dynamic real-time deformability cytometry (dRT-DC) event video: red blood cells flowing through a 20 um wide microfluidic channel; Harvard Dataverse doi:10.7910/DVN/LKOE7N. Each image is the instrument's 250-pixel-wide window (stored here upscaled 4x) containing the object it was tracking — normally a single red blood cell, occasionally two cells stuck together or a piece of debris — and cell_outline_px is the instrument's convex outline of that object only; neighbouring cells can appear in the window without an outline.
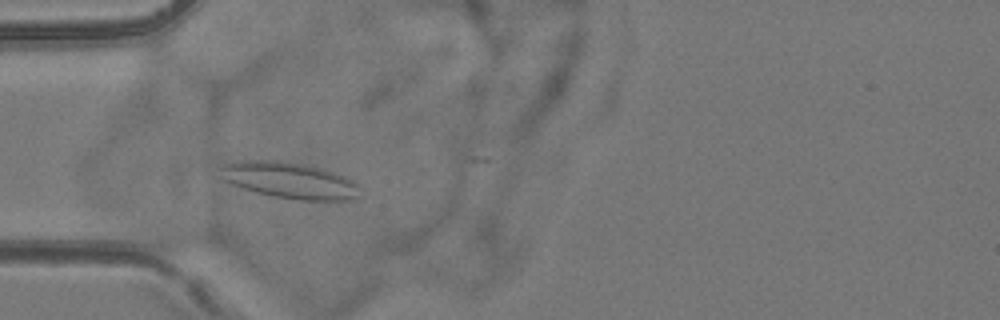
{"species": "common noctule bat (a hibernating species)", "species_latin": "Nyctalus noctula", "temperature_condition": "room temperature", "stored_images_in_passage": 51, "camera_frame_rate_fps": 3000, "um_per_image_px": 0.085, "animal": {"sex": "female", "body_mass_g": 24.6, "forearm_length_mm": 56.2}, "frame": {"image": 1, "passage_image": 14, "time_ms": 4.333, "image_size_px": [1000, 320], "cell_outline_px": [[356, 196], [352, 200], [300, 200], [272, 196], [256, 192], [232, 184], [224, 180], [220, 168], [224, 164], [240, 160], [276, 160], [316, 168], [332, 172], [344, 176], [352, 180], [356, 184]], "centroid_in_image_um": [24.55, 15.34], "position_along_channel_um": 60.5, "area_um2": 28.67}}
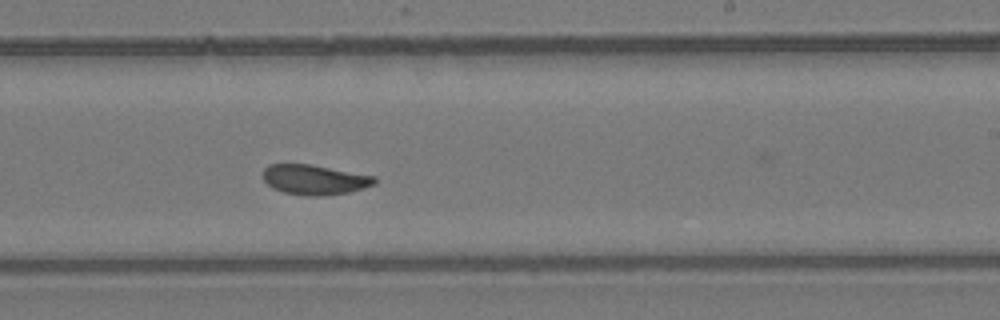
{"frame": {"image": 2, "passage_image": 30, "time_ms": 9.667, "image_size_px": [1000, 320], "cell_outline_px": [[376, 184], [364, 188], [348, 192], [320, 196], [304, 196], [284, 192], [272, 188], [264, 180], [264, 168], [268, 164], [312, 164], [376, 176]], "centroid_in_image_um": [26.75, 15.27], "position_along_channel_um": 262.2, "area_um2": 19.59}}
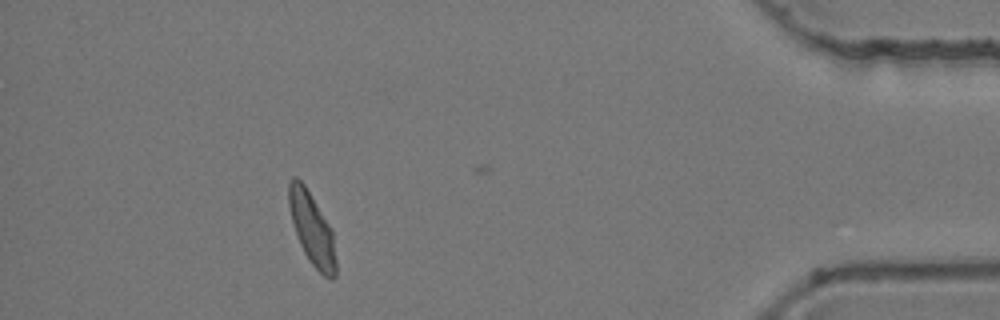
{"frame": {"image": 3, "passage_image": 46, "time_ms": 15.0, "image_size_px": [1000, 320], "cell_outline_px": [[336, 276], [332, 280], [324, 276], [308, 260], [300, 244], [292, 220], [288, 204], [288, 180], [292, 176], [296, 176], [304, 184], [332, 228], [336, 260]], "centroid_in_image_um": [26.52, 19.44], "position_along_channel_um": 408.7, "area_um2": 19.83}, "authors_computed_cell_mechanics": {"area_um2": 20.1722, "velocity_mm_per_s": 3.8103, "shape_relaxation_time_tau1_ms": 9.8707, "shape_relaxation_time_tau2_ms": 2.0597, "deformation_change_tau1": 0.1828, "deformation_change_tau2": 0.0693}}